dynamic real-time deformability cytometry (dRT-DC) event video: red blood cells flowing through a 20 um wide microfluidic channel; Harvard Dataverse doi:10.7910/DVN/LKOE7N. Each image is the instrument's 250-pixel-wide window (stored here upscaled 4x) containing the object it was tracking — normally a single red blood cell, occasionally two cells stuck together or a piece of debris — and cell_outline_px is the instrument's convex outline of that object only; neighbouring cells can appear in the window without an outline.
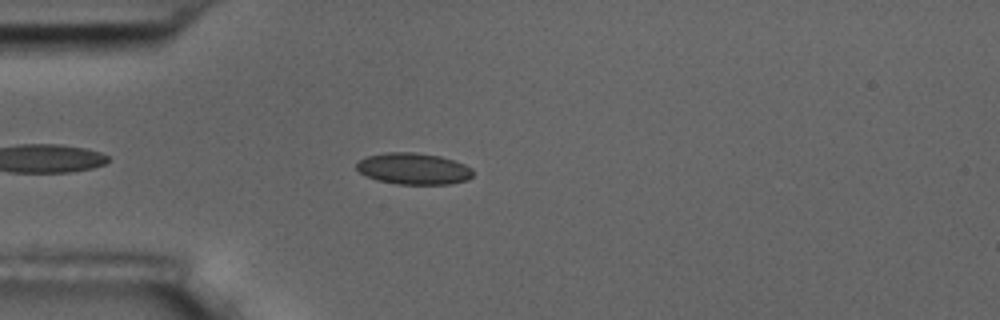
{"species": "common noctule bat (a hibernating species)", "species_latin": "Nyctalus noctula", "temperature_condition": "room temperature", "stored_images_in_passage": 5, "camera_frame_rate_fps": 3000, "um_per_image_px": 0.085, "animal": {"sex": "male", "body_mass_g": 17.5, "forearm_length_mm": 52.3}, "frame": {"image": 1, "passage_image": 4, "time_ms": 3.667, "image_size_px": [1000, 320], "cell_outline_px": [[472, 176], [468, 180], [448, 184], [396, 184], [376, 180], [360, 172], [356, 168], [356, 164], [364, 156], [384, 152], [412, 152], [440, 156], [464, 164], [472, 168]], "centroid_in_image_um": [35.13, 14.34], "position_along_channel_um": 49.9, "area_um2": 21.39}}